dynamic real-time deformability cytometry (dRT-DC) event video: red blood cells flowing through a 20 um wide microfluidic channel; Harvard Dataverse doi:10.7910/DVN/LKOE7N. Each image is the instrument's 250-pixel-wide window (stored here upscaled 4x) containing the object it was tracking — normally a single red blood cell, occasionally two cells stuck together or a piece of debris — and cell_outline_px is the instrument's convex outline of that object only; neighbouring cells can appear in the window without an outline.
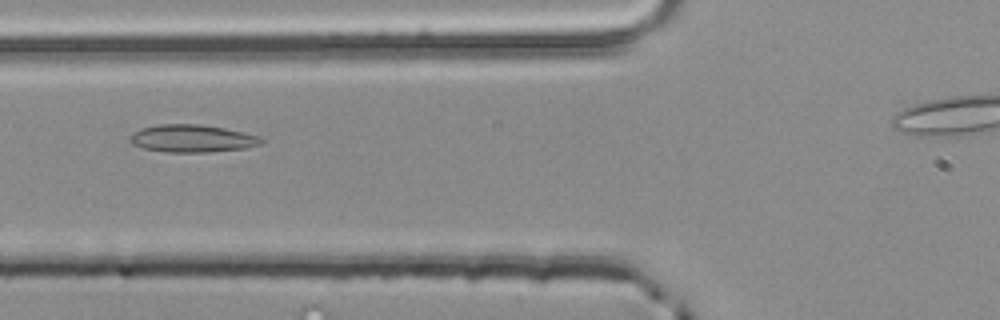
{"species": "common noctule bat (a hibernating species)", "species_latin": "Nyctalus noctula", "temperature_condition": "room temperature", "stored_images_in_passage": 42, "camera_frame_rate_fps": 3000, "um_per_image_px": 0.085, "animal": {"sex": "male", "body_mass_g": 20.4}, "frame": {"image": 1, "passage_image": 16, "time_ms": 5.0, "image_size_px": [1000, 320], "cell_outline_px": [[264, 140], [260, 144], [244, 148], [208, 152], [168, 152], [144, 148], [132, 144], [128, 140], [128, 136], [132, 132], [140, 128], [160, 124], [200, 124], [224, 128], [244, 132], [260, 136]], "centroid_in_image_um": [16.29, 11.76], "position_along_channel_um": 109.5, "area_um2": 21.15}}
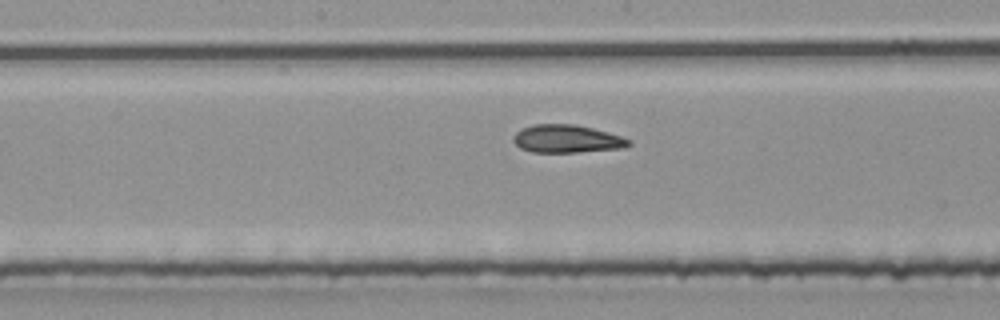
{"frame": {"image": 2, "passage_image": 23, "time_ms": 7.333, "image_size_px": [1000, 320], "cell_outline_px": [[632, 144], [624, 148], [576, 152], [532, 152], [520, 148], [512, 140], [512, 136], [520, 128], [532, 124], [576, 124], [608, 132], [632, 140]], "centroid_in_image_um": [48.16, 11.79], "position_along_channel_um": 200.0, "area_um2": 18.96}}
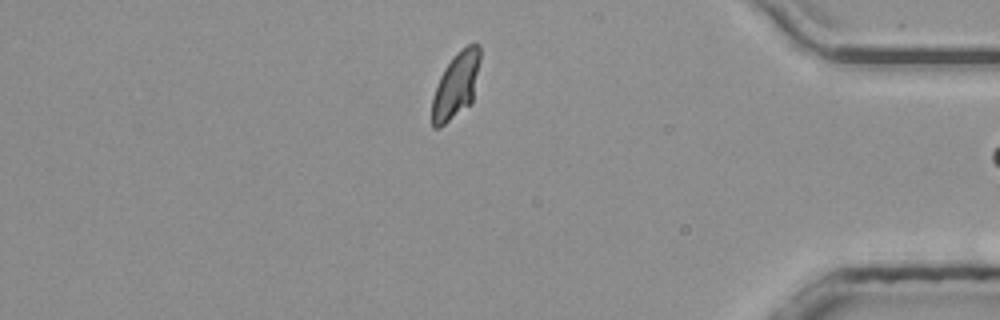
{"frame": {"image": 3, "passage_image": 41, "time_ms": 13.333, "image_size_px": [1000, 320], "cell_outline_px": [[480, 60], [472, 104], [440, 128], [432, 128], [432, 96], [440, 76], [444, 68], [452, 56], [460, 48], [476, 40], [480, 44]], "centroid_in_image_um": [38.77, 7.23], "position_along_channel_um": 396.4, "area_um2": 19.02}}